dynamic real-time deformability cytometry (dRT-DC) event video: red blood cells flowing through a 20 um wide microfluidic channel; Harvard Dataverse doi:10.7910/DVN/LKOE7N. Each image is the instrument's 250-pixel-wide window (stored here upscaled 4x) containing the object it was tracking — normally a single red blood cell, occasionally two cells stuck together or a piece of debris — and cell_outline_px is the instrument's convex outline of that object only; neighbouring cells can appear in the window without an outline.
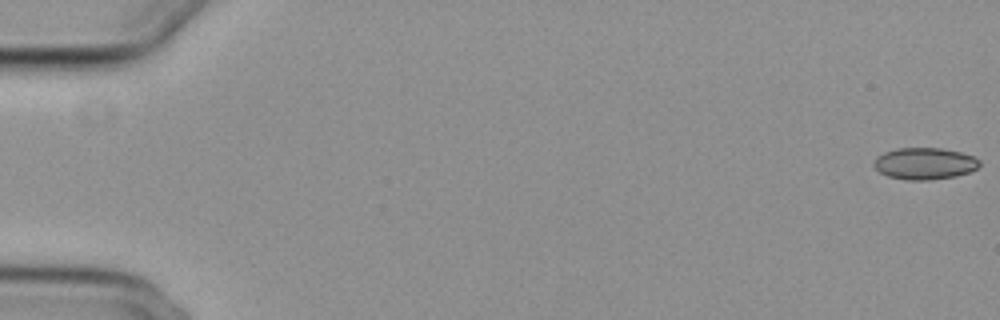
{"species": "common noctule bat (a hibernating species)", "species_latin": "Nyctalus noctula", "temperature_condition": "cold", "stored_images_in_passage": 55, "camera_frame_rate_fps": 3000, "um_per_image_px": 0.085, "animal": {"sex": "female", "body_mass_g": 29.2, "forearm_length_mm": 56.3}, "frame": {"image": 1, "passage_image": 1, "time_ms": 0.0, "image_size_px": [1000, 320], "cell_outline_px": [[980, 164], [976, 168], [968, 172], [956, 176], [928, 180], [908, 180], [888, 176], [880, 172], [872, 164], [876, 156], [884, 152], [896, 148], [940, 148], [960, 152], [972, 156], [980, 160]], "centroid_in_image_um": [78.56, 13.89], "position_along_channel_um": 6.4, "area_um2": 19.48}}
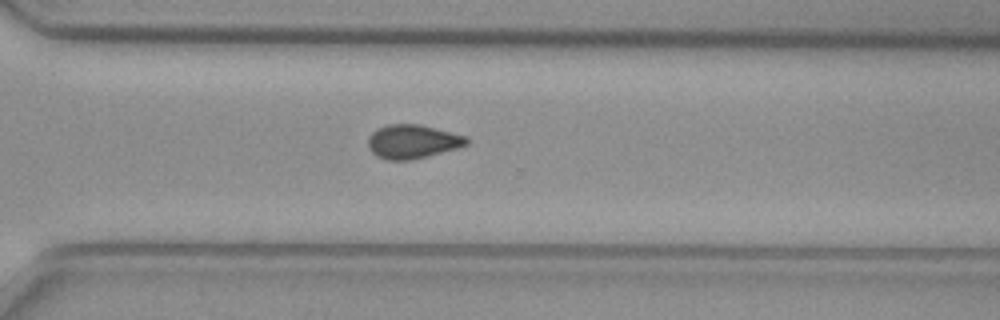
{"frame": {"image": 2, "passage_image": 41, "time_ms": 13.333, "image_size_px": [1000, 320], "cell_outline_px": [[468, 144], [456, 148], [412, 160], [388, 160], [376, 156], [368, 148], [368, 136], [376, 128], [388, 124], [420, 124], [468, 136]], "centroid_in_image_um": [35.04, 12.02], "position_along_channel_um": 335.6, "area_um2": 19.54}}
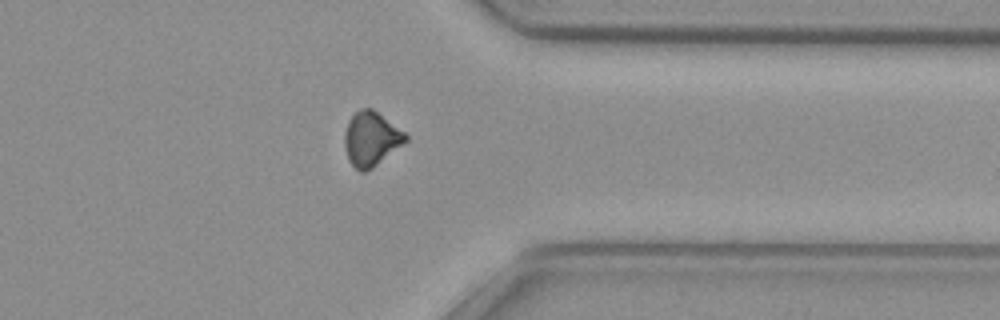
{"frame": {"image": 3, "passage_image": 45, "time_ms": 14.667, "image_size_px": [1000, 320], "cell_outline_px": [[408, 140], [404, 144], [372, 168], [364, 172], [360, 172], [348, 160], [344, 144], [344, 132], [348, 120], [360, 108], [372, 108], [404, 132], [408, 136]], "centroid_in_image_um": [31.53, 11.81], "position_along_channel_um": 379.9, "area_um2": 19.25}, "authors_computed_cell_mechanics": {"area_um2": 19.7098, "velocity_mm_per_s": 3.7378, "shape_relaxation_time_tau1_ms": 7.2598, "shape_relaxation_time_tau2_ms": 2.9852, "deformation_change_tau1": 0.1084, "deformation_change_tau2": 0.0674}}